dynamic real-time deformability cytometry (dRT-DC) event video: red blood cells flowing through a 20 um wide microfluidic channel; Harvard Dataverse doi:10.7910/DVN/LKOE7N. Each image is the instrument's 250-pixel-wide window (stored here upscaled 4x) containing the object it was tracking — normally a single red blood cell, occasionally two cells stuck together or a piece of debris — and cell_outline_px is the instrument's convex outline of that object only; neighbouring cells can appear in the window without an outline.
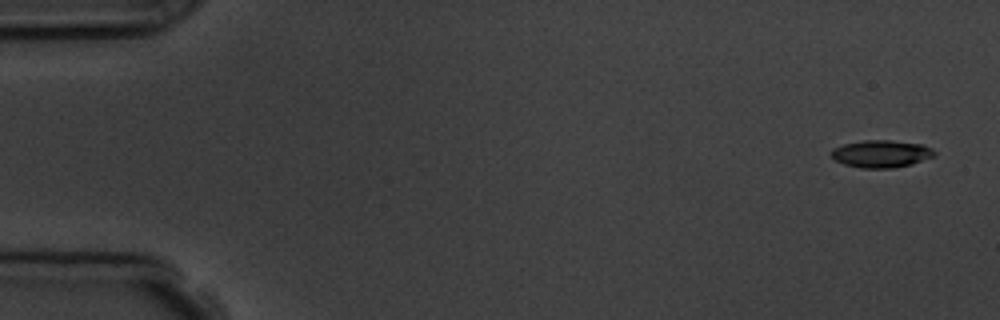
{"species": "common noctule bat (a hibernating species)", "species_latin": "Nyctalus noctula", "temperature_condition": "room temperature", "stored_images_in_passage": 4, "camera_frame_rate_fps": 3000, "um_per_image_px": 0.085, "animal": {"sex": "male", "body_mass_g": 19.5, "forearm_length_mm": 54.6}, "frame": {"image": 1, "passage_image": 1, "time_ms": 0.0, "image_size_px": [1000, 320], "cell_outline_px": [[936, 156], [912, 164], [892, 168], [860, 168], [844, 164], [836, 160], [828, 152], [832, 148], [844, 144], [864, 140], [892, 140], [924, 144], [932, 148], [936, 152]], "centroid_in_image_um": [74.93, 13.06], "position_along_channel_um": 10.1, "area_um2": 16.7}}